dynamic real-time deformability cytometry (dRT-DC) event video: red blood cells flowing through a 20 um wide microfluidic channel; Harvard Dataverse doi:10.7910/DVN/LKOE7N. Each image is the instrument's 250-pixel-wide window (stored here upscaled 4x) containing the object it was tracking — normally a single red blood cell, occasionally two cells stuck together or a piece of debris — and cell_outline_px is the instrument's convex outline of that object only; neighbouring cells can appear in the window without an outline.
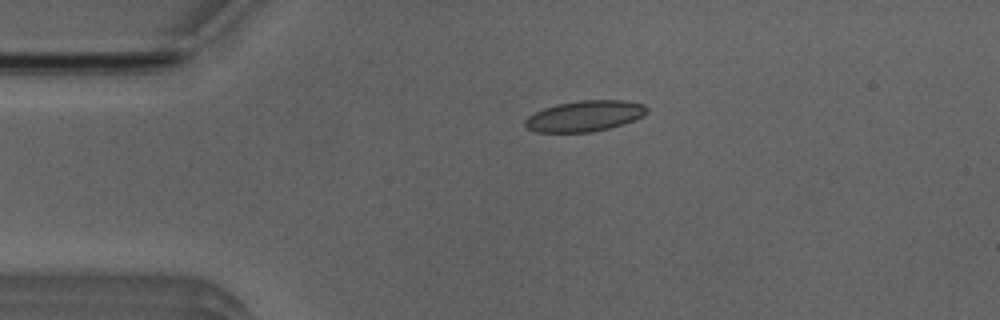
{"species": "Egyptian fruit bat (a non-hibernating species)", "species_latin": "Rousettus aegyptiacus", "temperature_condition": "room temperature", "stored_images_in_passage": 41, "camera_frame_rate_fps": 3000, "um_per_image_px": 0.085, "animal": {"sex": "male"}, "frame": {"image": 1, "passage_image": 1, "time_ms": 0.0, "image_size_px": [1000, 320], "cell_outline_px": [[648, 112], [624, 124], [592, 132], [536, 132], [528, 128], [524, 124], [524, 120], [528, 116], [544, 108], [556, 104], [580, 100], [624, 100], [644, 104], [648, 108]], "centroid_in_image_um": [49.69, 9.85], "position_along_channel_um": 35.3, "area_um2": 21.79}}
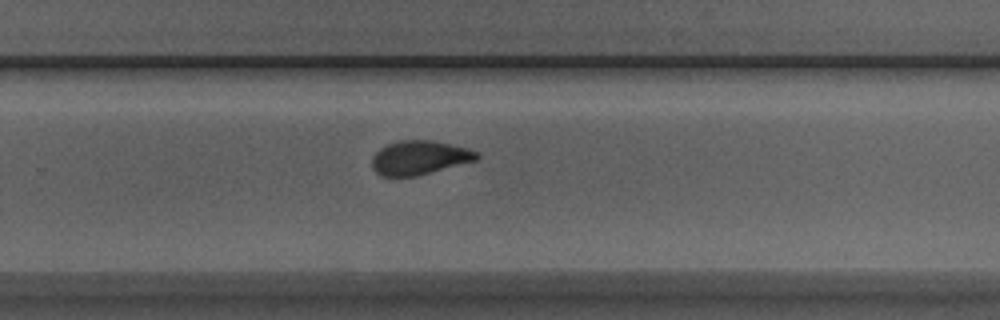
{"frame": {"image": 2, "passage_image": 23, "time_ms": 7.333, "image_size_px": [1000, 320], "cell_outline_px": [[480, 156], [476, 160], [416, 176], [380, 176], [372, 168], [372, 156], [380, 148], [388, 144], [400, 140], [432, 140], [468, 148], [476, 152]], "centroid_in_image_um": [35.62, 13.4], "position_along_channel_um": 294.2, "area_um2": 20.63}}
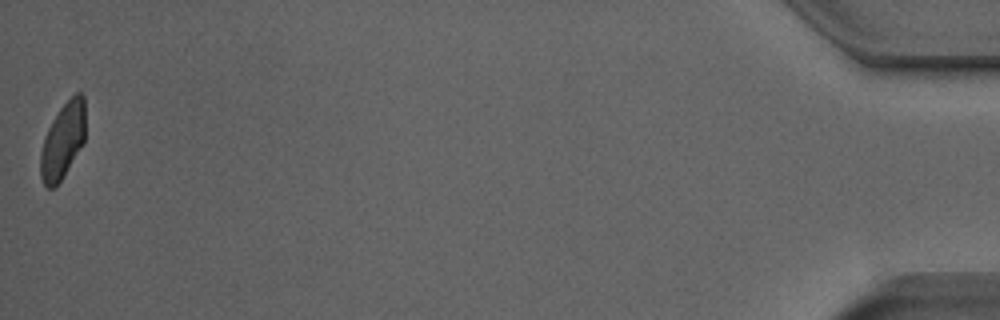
{"frame": {"image": 3, "passage_image": 41, "time_ms": 13.333, "image_size_px": [1000, 320], "cell_outline_px": [[84, 144], [60, 180], [52, 188], [48, 188], [44, 184], [40, 176], [40, 156], [44, 136], [52, 120], [60, 108], [76, 92], [80, 92], [84, 96]], "centroid_in_image_um": [5.33, 11.95], "position_along_channel_um": 429.9, "area_um2": 19.59}, "authors_computed_cell_mechanics": {"area_um2": 20.9814, "velocity_mm_per_s": 3.999, "shape_relaxation_time_tau1_ms": 5.4223, "shape_relaxation_time_tau2_ms": 1.6704, "deformation_change_tau1": 0.1627, "deformation_change_tau2": 0.0593}}